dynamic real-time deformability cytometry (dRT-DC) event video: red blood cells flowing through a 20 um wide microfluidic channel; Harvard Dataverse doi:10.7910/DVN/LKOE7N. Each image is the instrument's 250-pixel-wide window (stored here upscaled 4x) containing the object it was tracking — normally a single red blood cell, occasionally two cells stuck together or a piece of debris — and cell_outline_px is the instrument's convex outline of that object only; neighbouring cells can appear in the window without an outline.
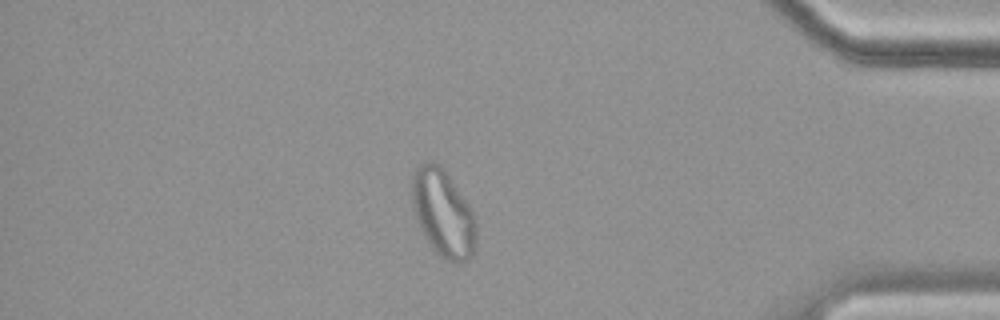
{"species": "common noctule bat (a hibernating species)", "species_latin": "Nyctalus noctula", "temperature_condition": "cold", "stored_images_in_passage": 58, "camera_frame_rate_fps": 3000, "um_per_image_px": 0.085, "animal": {"sex": "female", "body_mass_g": 19.9}, "frame": {"image": 1, "passage_image": 50, "time_ms": 16.333, "image_size_px": [1000, 320], "cell_outline_px": [[476, 244], [472, 256], [468, 260], [460, 264], [456, 264], [440, 256], [432, 248], [424, 236], [416, 216], [412, 204], [412, 176], [416, 168], [420, 164], [428, 160], [432, 160], [440, 164], [472, 212], [476, 224]], "centroid_in_image_um": [37.66, 18.15], "position_along_channel_um": 397.5, "area_um2": 32.31}, "authors_computed_cell_mechanics": {"area_um2": 29.8248, "velocity_mm_per_s": 3.4806, "shape_relaxation_time_tau1_ms": null, "shape_relaxation_time_tau2_ms": 1.191, "deformation_change_tau1": null, "deformation_change_tau2": 0.0756}}